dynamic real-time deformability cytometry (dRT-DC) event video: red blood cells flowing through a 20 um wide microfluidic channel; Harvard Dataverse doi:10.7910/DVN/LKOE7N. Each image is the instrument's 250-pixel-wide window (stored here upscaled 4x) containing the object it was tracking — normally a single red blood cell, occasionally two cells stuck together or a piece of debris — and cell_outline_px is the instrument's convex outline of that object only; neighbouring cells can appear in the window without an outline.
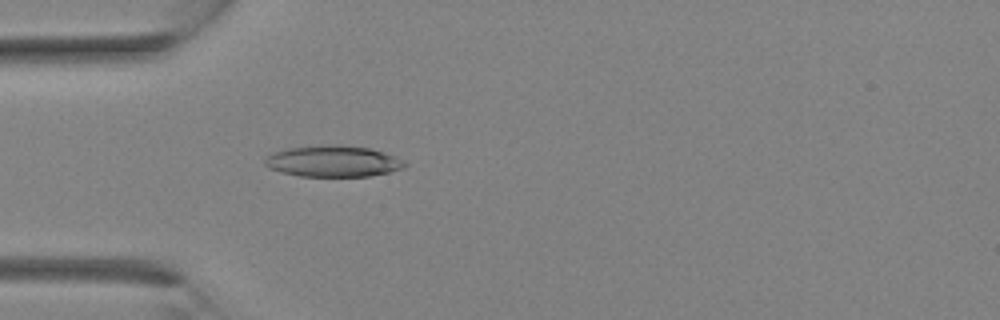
{"species": "Egyptian fruit bat (a non-hibernating species)", "species_latin": "Rousettus aegyptiacus", "temperature_condition": "room temperature", "stored_images_in_passage": 3, "camera_frame_rate_fps": 3000, "um_per_image_px": 0.085, "animal": {"sex": "female"}, "frame": {"image": 1, "passage_image": 1, "time_ms": 0.0, "image_size_px": [1000, 320], "cell_outline_px": [[408, 164], [404, 168], [388, 172], [368, 176], [300, 176], [268, 168], [264, 164], [264, 160], [272, 152], [288, 148], [320, 144], [336, 144], [368, 148], [396, 156]], "centroid_in_image_um": [28.3, 13.69], "position_along_channel_um": 56.7, "area_um2": 25.49}}
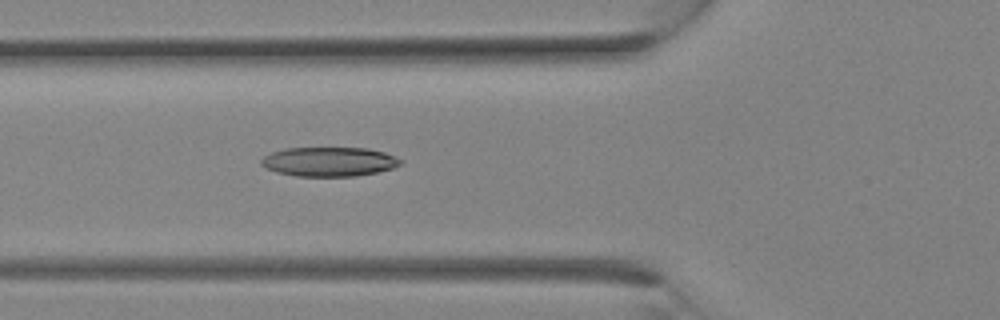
{"frame": {"image": 2, "passage_image": 3, "time_ms": 0.667, "image_size_px": [1000, 320], "cell_outline_px": [[404, 160], [400, 164], [392, 168], [376, 172], [356, 176], [296, 176], [276, 172], [260, 164], [260, 160], [264, 156], [272, 152], [284, 148], [368, 148], [384, 152]], "centroid_in_image_um": [27.97, 13.74], "position_along_channel_um": 97.8, "area_um2": 23.76}}